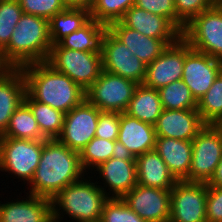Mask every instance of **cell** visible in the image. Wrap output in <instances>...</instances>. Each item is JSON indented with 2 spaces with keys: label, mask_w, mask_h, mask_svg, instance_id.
I'll list each match as a JSON object with an SVG mask.
<instances>
[{
  "label": "cell",
  "mask_w": 222,
  "mask_h": 222,
  "mask_svg": "<svg viewBox=\"0 0 222 222\" xmlns=\"http://www.w3.org/2000/svg\"><path fill=\"white\" fill-rule=\"evenodd\" d=\"M86 174L80 163L79 152L57 139H47L43 144L39 165L31 182L26 185L27 190L23 192L52 200L62 189Z\"/></svg>",
  "instance_id": "obj_1"
},
{
  "label": "cell",
  "mask_w": 222,
  "mask_h": 222,
  "mask_svg": "<svg viewBox=\"0 0 222 222\" xmlns=\"http://www.w3.org/2000/svg\"><path fill=\"white\" fill-rule=\"evenodd\" d=\"M26 80V92L40 103L68 113L85 98V90L50 64L38 62L21 67Z\"/></svg>",
  "instance_id": "obj_2"
},
{
  "label": "cell",
  "mask_w": 222,
  "mask_h": 222,
  "mask_svg": "<svg viewBox=\"0 0 222 222\" xmlns=\"http://www.w3.org/2000/svg\"><path fill=\"white\" fill-rule=\"evenodd\" d=\"M51 47L49 20L23 13L1 56L9 68H21L47 61Z\"/></svg>",
  "instance_id": "obj_3"
},
{
  "label": "cell",
  "mask_w": 222,
  "mask_h": 222,
  "mask_svg": "<svg viewBox=\"0 0 222 222\" xmlns=\"http://www.w3.org/2000/svg\"><path fill=\"white\" fill-rule=\"evenodd\" d=\"M107 199L93 175L87 173L79 181L62 189L51 200L53 222H64L66 219L69 222L67 217L72 222L99 221Z\"/></svg>",
  "instance_id": "obj_4"
},
{
  "label": "cell",
  "mask_w": 222,
  "mask_h": 222,
  "mask_svg": "<svg viewBox=\"0 0 222 222\" xmlns=\"http://www.w3.org/2000/svg\"><path fill=\"white\" fill-rule=\"evenodd\" d=\"M45 141L0 137V171L28 185L39 165Z\"/></svg>",
  "instance_id": "obj_5"
},
{
  "label": "cell",
  "mask_w": 222,
  "mask_h": 222,
  "mask_svg": "<svg viewBox=\"0 0 222 222\" xmlns=\"http://www.w3.org/2000/svg\"><path fill=\"white\" fill-rule=\"evenodd\" d=\"M46 62L56 71L70 77L85 91L103 70L101 52L72 50L63 48L59 43L52 45Z\"/></svg>",
  "instance_id": "obj_6"
},
{
  "label": "cell",
  "mask_w": 222,
  "mask_h": 222,
  "mask_svg": "<svg viewBox=\"0 0 222 222\" xmlns=\"http://www.w3.org/2000/svg\"><path fill=\"white\" fill-rule=\"evenodd\" d=\"M181 37L197 52L222 61V11L215 4L194 17Z\"/></svg>",
  "instance_id": "obj_7"
},
{
  "label": "cell",
  "mask_w": 222,
  "mask_h": 222,
  "mask_svg": "<svg viewBox=\"0 0 222 222\" xmlns=\"http://www.w3.org/2000/svg\"><path fill=\"white\" fill-rule=\"evenodd\" d=\"M138 84L102 70L98 79L85 91L86 99L100 111L127 110Z\"/></svg>",
  "instance_id": "obj_8"
},
{
  "label": "cell",
  "mask_w": 222,
  "mask_h": 222,
  "mask_svg": "<svg viewBox=\"0 0 222 222\" xmlns=\"http://www.w3.org/2000/svg\"><path fill=\"white\" fill-rule=\"evenodd\" d=\"M205 182L178 180L171 190L169 222H207Z\"/></svg>",
  "instance_id": "obj_9"
},
{
  "label": "cell",
  "mask_w": 222,
  "mask_h": 222,
  "mask_svg": "<svg viewBox=\"0 0 222 222\" xmlns=\"http://www.w3.org/2000/svg\"><path fill=\"white\" fill-rule=\"evenodd\" d=\"M222 158V140L211 124H206L192 140L189 182L208 183Z\"/></svg>",
  "instance_id": "obj_10"
},
{
  "label": "cell",
  "mask_w": 222,
  "mask_h": 222,
  "mask_svg": "<svg viewBox=\"0 0 222 222\" xmlns=\"http://www.w3.org/2000/svg\"><path fill=\"white\" fill-rule=\"evenodd\" d=\"M100 51L103 70L129 79L137 84H143L147 65L108 29L105 30L102 36Z\"/></svg>",
  "instance_id": "obj_11"
},
{
  "label": "cell",
  "mask_w": 222,
  "mask_h": 222,
  "mask_svg": "<svg viewBox=\"0 0 222 222\" xmlns=\"http://www.w3.org/2000/svg\"><path fill=\"white\" fill-rule=\"evenodd\" d=\"M100 110L86 98L65 114L62 132L57 140L80 152L95 137Z\"/></svg>",
  "instance_id": "obj_12"
},
{
  "label": "cell",
  "mask_w": 222,
  "mask_h": 222,
  "mask_svg": "<svg viewBox=\"0 0 222 222\" xmlns=\"http://www.w3.org/2000/svg\"><path fill=\"white\" fill-rule=\"evenodd\" d=\"M191 50V46L182 37L168 45L159 57L146 66L143 84L159 90L182 79L185 56Z\"/></svg>",
  "instance_id": "obj_13"
},
{
  "label": "cell",
  "mask_w": 222,
  "mask_h": 222,
  "mask_svg": "<svg viewBox=\"0 0 222 222\" xmlns=\"http://www.w3.org/2000/svg\"><path fill=\"white\" fill-rule=\"evenodd\" d=\"M93 171L91 175L95 174L93 177L108 198H123L137 185L136 160L112 157ZM99 178L102 180L97 181Z\"/></svg>",
  "instance_id": "obj_14"
},
{
  "label": "cell",
  "mask_w": 222,
  "mask_h": 222,
  "mask_svg": "<svg viewBox=\"0 0 222 222\" xmlns=\"http://www.w3.org/2000/svg\"><path fill=\"white\" fill-rule=\"evenodd\" d=\"M122 199L129 208L147 222H169L171 190L137 184Z\"/></svg>",
  "instance_id": "obj_15"
},
{
  "label": "cell",
  "mask_w": 222,
  "mask_h": 222,
  "mask_svg": "<svg viewBox=\"0 0 222 222\" xmlns=\"http://www.w3.org/2000/svg\"><path fill=\"white\" fill-rule=\"evenodd\" d=\"M221 71V60L192 49L185 56L182 80L198 101L208 91Z\"/></svg>",
  "instance_id": "obj_16"
},
{
  "label": "cell",
  "mask_w": 222,
  "mask_h": 222,
  "mask_svg": "<svg viewBox=\"0 0 222 222\" xmlns=\"http://www.w3.org/2000/svg\"><path fill=\"white\" fill-rule=\"evenodd\" d=\"M24 194L26 198L0 201V222H53L50 199Z\"/></svg>",
  "instance_id": "obj_17"
},
{
  "label": "cell",
  "mask_w": 222,
  "mask_h": 222,
  "mask_svg": "<svg viewBox=\"0 0 222 222\" xmlns=\"http://www.w3.org/2000/svg\"><path fill=\"white\" fill-rule=\"evenodd\" d=\"M205 125L197 109H163L154 127L157 137L193 140Z\"/></svg>",
  "instance_id": "obj_18"
},
{
  "label": "cell",
  "mask_w": 222,
  "mask_h": 222,
  "mask_svg": "<svg viewBox=\"0 0 222 222\" xmlns=\"http://www.w3.org/2000/svg\"><path fill=\"white\" fill-rule=\"evenodd\" d=\"M119 21L147 37L162 39L167 45L175 43L181 37V32L166 17L136 6L127 10Z\"/></svg>",
  "instance_id": "obj_19"
},
{
  "label": "cell",
  "mask_w": 222,
  "mask_h": 222,
  "mask_svg": "<svg viewBox=\"0 0 222 222\" xmlns=\"http://www.w3.org/2000/svg\"><path fill=\"white\" fill-rule=\"evenodd\" d=\"M26 80L21 68H9L0 76V136L6 131L10 117L22 104Z\"/></svg>",
  "instance_id": "obj_20"
},
{
  "label": "cell",
  "mask_w": 222,
  "mask_h": 222,
  "mask_svg": "<svg viewBox=\"0 0 222 222\" xmlns=\"http://www.w3.org/2000/svg\"><path fill=\"white\" fill-rule=\"evenodd\" d=\"M156 138L154 125L133 118L125 112L120 114L117 140L123 143L135 158L155 150Z\"/></svg>",
  "instance_id": "obj_21"
},
{
  "label": "cell",
  "mask_w": 222,
  "mask_h": 222,
  "mask_svg": "<svg viewBox=\"0 0 222 222\" xmlns=\"http://www.w3.org/2000/svg\"><path fill=\"white\" fill-rule=\"evenodd\" d=\"M107 29L146 65L159 57L168 46L162 39L147 37L120 21L110 23Z\"/></svg>",
  "instance_id": "obj_22"
},
{
  "label": "cell",
  "mask_w": 222,
  "mask_h": 222,
  "mask_svg": "<svg viewBox=\"0 0 222 222\" xmlns=\"http://www.w3.org/2000/svg\"><path fill=\"white\" fill-rule=\"evenodd\" d=\"M155 150L177 180L189 182L192 140L157 137Z\"/></svg>",
  "instance_id": "obj_23"
},
{
  "label": "cell",
  "mask_w": 222,
  "mask_h": 222,
  "mask_svg": "<svg viewBox=\"0 0 222 222\" xmlns=\"http://www.w3.org/2000/svg\"><path fill=\"white\" fill-rule=\"evenodd\" d=\"M135 160L137 184L145 187L172 190L178 182L156 150L145 152L136 157Z\"/></svg>",
  "instance_id": "obj_24"
},
{
  "label": "cell",
  "mask_w": 222,
  "mask_h": 222,
  "mask_svg": "<svg viewBox=\"0 0 222 222\" xmlns=\"http://www.w3.org/2000/svg\"><path fill=\"white\" fill-rule=\"evenodd\" d=\"M162 111L158 90L138 84L125 113L142 122L155 125Z\"/></svg>",
  "instance_id": "obj_25"
},
{
  "label": "cell",
  "mask_w": 222,
  "mask_h": 222,
  "mask_svg": "<svg viewBox=\"0 0 222 222\" xmlns=\"http://www.w3.org/2000/svg\"><path fill=\"white\" fill-rule=\"evenodd\" d=\"M107 26L94 19H90L79 30L63 38L59 44L63 48L84 52H101L102 36Z\"/></svg>",
  "instance_id": "obj_26"
},
{
  "label": "cell",
  "mask_w": 222,
  "mask_h": 222,
  "mask_svg": "<svg viewBox=\"0 0 222 222\" xmlns=\"http://www.w3.org/2000/svg\"><path fill=\"white\" fill-rule=\"evenodd\" d=\"M90 12L82 8H66L49 20V35L52 45L79 30L90 20Z\"/></svg>",
  "instance_id": "obj_27"
},
{
  "label": "cell",
  "mask_w": 222,
  "mask_h": 222,
  "mask_svg": "<svg viewBox=\"0 0 222 222\" xmlns=\"http://www.w3.org/2000/svg\"><path fill=\"white\" fill-rule=\"evenodd\" d=\"M0 137L26 140H47L41 133L30 107L23 101L10 117L6 131Z\"/></svg>",
  "instance_id": "obj_28"
},
{
  "label": "cell",
  "mask_w": 222,
  "mask_h": 222,
  "mask_svg": "<svg viewBox=\"0 0 222 222\" xmlns=\"http://www.w3.org/2000/svg\"><path fill=\"white\" fill-rule=\"evenodd\" d=\"M24 102L30 107L41 133L47 139H57L62 132L65 113L49 105L35 101L27 92Z\"/></svg>",
  "instance_id": "obj_29"
},
{
  "label": "cell",
  "mask_w": 222,
  "mask_h": 222,
  "mask_svg": "<svg viewBox=\"0 0 222 222\" xmlns=\"http://www.w3.org/2000/svg\"><path fill=\"white\" fill-rule=\"evenodd\" d=\"M158 93L163 109H197L198 101L182 79L160 88Z\"/></svg>",
  "instance_id": "obj_30"
},
{
  "label": "cell",
  "mask_w": 222,
  "mask_h": 222,
  "mask_svg": "<svg viewBox=\"0 0 222 222\" xmlns=\"http://www.w3.org/2000/svg\"><path fill=\"white\" fill-rule=\"evenodd\" d=\"M197 111L205 124L222 117V71L208 91L198 100Z\"/></svg>",
  "instance_id": "obj_31"
},
{
  "label": "cell",
  "mask_w": 222,
  "mask_h": 222,
  "mask_svg": "<svg viewBox=\"0 0 222 222\" xmlns=\"http://www.w3.org/2000/svg\"><path fill=\"white\" fill-rule=\"evenodd\" d=\"M114 141L94 137L79 152L80 163L83 170L88 174L98 167L102 162L112 158Z\"/></svg>",
  "instance_id": "obj_32"
},
{
  "label": "cell",
  "mask_w": 222,
  "mask_h": 222,
  "mask_svg": "<svg viewBox=\"0 0 222 222\" xmlns=\"http://www.w3.org/2000/svg\"><path fill=\"white\" fill-rule=\"evenodd\" d=\"M135 0H94L89 12L90 18L108 26L119 21Z\"/></svg>",
  "instance_id": "obj_33"
},
{
  "label": "cell",
  "mask_w": 222,
  "mask_h": 222,
  "mask_svg": "<svg viewBox=\"0 0 222 222\" xmlns=\"http://www.w3.org/2000/svg\"><path fill=\"white\" fill-rule=\"evenodd\" d=\"M23 13L18 0L0 2V53L8 46L16 24Z\"/></svg>",
  "instance_id": "obj_34"
},
{
  "label": "cell",
  "mask_w": 222,
  "mask_h": 222,
  "mask_svg": "<svg viewBox=\"0 0 222 222\" xmlns=\"http://www.w3.org/2000/svg\"><path fill=\"white\" fill-rule=\"evenodd\" d=\"M101 222H147L139 217L122 198H108L103 206Z\"/></svg>",
  "instance_id": "obj_35"
},
{
  "label": "cell",
  "mask_w": 222,
  "mask_h": 222,
  "mask_svg": "<svg viewBox=\"0 0 222 222\" xmlns=\"http://www.w3.org/2000/svg\"><path fill=\"white\" fill-rule=\"evenodd\" d=\"M177 29L182 33L185 26L197 15L215 5L214 0H174Z\"/></svg>",
  "instance_id": "obj_36"
},
{
  "label": "cell",
  "mask_w": 222,
  "mask_h": 222,
  "mask_svg": "<svg viewBox=\"0 0 222 222\" xmlns=\"http://www.w3.org/2000/svg\"><path fill=\"white\" fill-rule=\"evenodd\" d=\"M25 14H32L50 20L67 7L62 0H18Z\"/></svg>",
  "instance_id": "obj_37"
},
{
  "label": "cell",
  "mask_w": 222,
  "mask_h": 222,
  "mask_svg": "<svg viewBox=\"0 0 222 222\" xmlns=\"http://www.w3.org/2000/svg\"><path fill=\"white\" fill-rule=\"evenodd\" d=\"M120 112L101 111L95 137L116 141L120 126Z\"/></svg>",
  "instance_id": "obj_38"
},
{
  "label": "cell",
  "mask_w": 222,
  "mask_h": 222,
  "mask_svg": "<svg viewBox=\"0 0 222 222\" xmlns=\"http://www.w3.org/2000/svg\"><path fill=\"white\" fill-rule=\"evenodd\" d=\"M134 6L166 17L177 28V14L174 0H135Z\"/></svg>",
  "instance_id": "obj_39"
},
{
  "label": "cell",
  "mask_w": 222,
  "mask_h": 222,
  "mask_svg": "<svg viewBox=\"0 0 222 222\" xmlns=\"http://www.w3.org/2000/svg\"><path fill=\"white\" fill-rule=\"evenodd\" d=\"M206 206L207 222H222V187H208Z\"/></svg>",
  "instance_id": "obj_40"
},
{
  "label": "cell",
  "mask_w": 222,
  "mask_h": 222,
  "mask_svg": "<svg viewBox=\"0 0 222 222\" xmlns=\"http://www.w3.org/2000/svg\"><path fill=\"white\" fill-rule=\"evenodd\" d=\"M113 158L122 160H135L136 158L128 150V148L118 140L114 141Z\"/></svg>",
  "instance_id": "obj_41"
},
{
  "label": "cell",
  "mask_w": 222,
  "mask_h": 222,
  "mask_svg": "<svg viewBox=\"0 0 222 222\" xmlns=\"http://www.w3.org/2000/svg\"><path fill=\"white\" fill-rule=\"evenodd\" d=\"M67 8H82L90 10L94 0H62Z\"/></svg>",
  "instance_id": "obj_42"
},
{
  "label": "cell",
  "mask_w": 222,
  "mask_h": 222,
  "mask_svg": "<svg viewBox=\"0 0 222 222\" xmlns=\"http://www.w3.org/2000/svg\"><path fill=\"white\" fill-rule=\"evenodd\" d=\"M208 187H222V158L216 167L214 175L207 183Z\"/></svg>",
  "instance_id": "obj_43"
},
{
  "label": "cell",
  "mask_w": 222,
  "mask_h": 222,
  "mask_svg": "<svg viewBox=\"0 0 222 222\" xmlns=\"http://www.w3.org/2000/svg\"><path fill=\"white\" fill-rule=\"evenodd\" d=\"M214 129L218 132L221 140H222V117L215 120L212 124H211Z\"/></svg>",
  "instance_id": "obj_44"
},
{
  "label": "cell",
  "mask_w": 222,
  "mask_h": 222,
  "mask_svg": "<svg viewBox=\"0 0 222 222\" xmlns=\"http://www.w3.org/2000/svg\"><path fill=\"white\" fill-rule=\"evenodd\" d=\"M9 67L4 63L1 53H0V76L5 73Z\"/></svg>",
  "instance_id": "obj_45"
},
{
  "label": "cell",
  "mask_w": 222,
  "mask_h": 222,
  "mask_svg": "<svg viewBox=\"0 0 222 222\" xmlns=\"http://www.w3.org/2000/svg\"><path fill=\"white\" fill-rule=\"evenodd\" d=\"M215 4H216L217 7L222 11V0L216 1Z\"/></svg>",
  "instance_id": "obj_46"
}]
</instances>
